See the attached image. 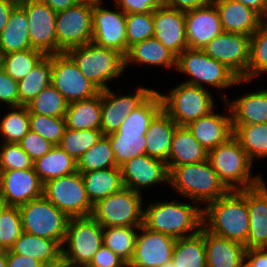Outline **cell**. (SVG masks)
Masks as SVG:
<instances>
[{"label": "cell", "instance_id": "cell-1", "mask_svg": "<svg viewBox=\"0 0 267 267\" xmlns=\"http://www.w3.org/2000/svg\"><path fill=\"white\" fill-rule=\"evenodd\" d=\"M162 110L160 93L155 90L123 120L116 132L106 135L119 167L134 157L146 154L145 134L150 123Z\"/></svg>", "mask_w": 267, "mask_h": 267}, {"label": "cell", "instance_id": "cell-2", "mask_svg": "<svg viewBox=\"0 0 267 267\" xmlns=\"http://www.w3.org/2000/svg\"><path fill=\"white\" fill-rule=\"evenodd\" d=\"M202 226L216 236L244 245L249 231L247 189L230 190L204 206Z\"/></svg>", "mask_w": 267, "mask_h": 267}, {"label": "cell", "instance_id": "cell-3", "mask_svg": "<svg viewBox=\"0 0 267 267\" xmlns=\"http://www.w3.org/2000/svg\"><path fill=\"white\" fill-rule=\"evenodd\" d=\"M203 206L178 201L151 203L143 214V226L176 239L197 234L202 227ZM188 233V234H187Z\"/></svg>", "mask_w": 267, "mask_h": 267}, {"label": "cell", "instance_id": "cell-4", "mask_svg": "<svg viewBox=\"0 0 267 267\" xmlns=\"http://www.w3.org/2000/svg\"><path fill=\"white\" fill-rule=\"evenodd\" d=\"M168 184L195 204L207 205L230 191L219 179L208 159L171 168Z\"/></svg>", "mask_w": 267, "mask_h": 267}, {"label": "cell", "instance_id": "cell-5", "mask_svg": "<svg viewBox=\"0 0 267 267\" xmlns=\"http://www.w3.org/2000/svg\"><path fill=\"white\" fill-rule=\"evenodd\" d=\"M208 160L229 190L252 188L263 181L261 175L251 174L253 162L234 136L209 151Z\"/></svg>", "mask_w": 267, "mask_h": 267}, {"label": "cell", "instance_id": "cell-6", "mask_svg": "<svg viewBox=\"0 0 267 267\" xmlns=\"http://www.w3.org/2000/svg\"><path fill=\"white\" fill-rule=\"evenodd\" d=\"M76 63L80 72L100 91L108 89L107 82L122 76L125 57L112 49L100 47L93 42L66 52Z\"/></svg>", "mask_w": 267, "mask_h": 267}, {"label": "cell", "instance_id": "cell-7", "mask_svg": "<svg viewBox=\"0 0 267 267\" xmlns=\"http://www.w3.org/2000/svg\"><path fill=\"white\" fill-rule=\"evenodd\" d=\"M102 245L103 227L92 216L70 218L62 262L69 267H87Z\"/></svg>", "mask_w": 267, "mask_h": 267}, {"label": "cell", "instance_id": "cell-8", "mask_svg": "<svg viewBox=\"0 0 267 267\" xmlns=\"http://www.w3.org/2000/svg\"><path fill=\"white\" fill-rule=\"evenodd\" d=\"M176 69V71L192 77L184 81L185 83L202 88L205 87L203 83L219 89H228L232 85L251 82L239 79L225 65L212 59L201 49L187 48L177 57Z\"/></svg>", "mask_w": 267, "mask_h": 267}, {"label": "cell", "instance_id": "cell-9", "mask_svg": "<svg viewBox=\"0 0 267 267\" xmlns=\"http://www.w3.org/2000/svg\"><path fill=\"white\" fill-rule=\"evenodd\" d=\"M163 111L178 125L190 122L214 111L213 96L206 88L182 82L170 89L168 94H160Z\"/></svg>", "mask_w": 267, "mask_h": 267}, {"label": "cell", "instance_id": "cell-10", "mask_svg": "<svg viewBox=\"0 0 267 267\" xmlns=\"http://www.w3.org/2000/svg\"><path fill=\"white\" fill-rule=\"evenodd\" d=\"M142 194L123 188L94 204L92 217L103 227H141Z\"/></svg>", "mask_w": 267, "mask_h": 267}, {"label": "cell", "instance_id": "cell-11", "mask_svg": "<svg viewBox=\"0 0 267 267\" xmlns=\"http://www.w3.org/2000/svg\"><path fill=\"white\" fill-rule=\"evenodd\" d=\"M23 232L57 241L63 246L69 217L44 196L18 207Z\"/></svg>", "mask_w": 267, "mask_h": 267}, {"label": "cell", "instance_id": "cell-12", "mask_svg": "<svg viewBox=\"0 0 267 267\" xmlns=\"http://www.w3.org/2000/svg\"><path fill=\"white\" fill-rule=\"evenodd\" d=\"M43 196L69 218L91 216L94 205L88 198L80 172L44 183Z\"/></svg>", "mask_w": 267, "mask_h": 267}, {"label": "cell", "instance_id": "cell-13", "mask_svg": "<svg viewBox=\"0 0 267 267\" xmlns=\"http://www.w3.org/2000/svg\"><path fill=\"white\" fill-rule=\"evenodd\" d=\"M93 5L77 3L56 14L57 53L92 42Z\"/></svg>", "mask_w": 267, "mask_h": 267}, {"label": "cell", "instance_id": "cell-14", "mask_svg": "<svg viewBox=\"0 0 267 267\" xmlns=\"http://www.w3.org/2000/svg\"><path fill=\"white\" fill-rule=\"evenodd\" d=\"M51 84L68 103L95 97L100 90L80 72L67 53L52 55Z\"/></svg>", "mask_w": 267, "mask_h": 267}, {"label": "cell", "instance_id": "cell-15", "mask_svg": "<svg viewBox=\"0 0 267 267\" xmlns=\"http://www.w3.org/2000/svg\"><path fill=\"white\" fill-rule=\"evenodd\" d=\"M201 50L225 65L239 79L248 81L250 36L223 31Z\"/></svg>", "mask_w": 267, "mask_h": 267}, {"label": "cell", "instance_id": "cell-16", "mask_svg": "<svg viewBox=\"0 0 267 267\" xmlns=\"http://www.w3.org/2000/svg\"><path fill=\"white\" fill-rule=\"evenodd\" d=\"M28 17L31 48L57 54L56 12L38 0H19Z\"/></svg>", "mask_w": 267, "mask_h": 267}, {"label": "cell", "instance_id": "cell-17", "mask_svg": "<svg viewBox=\"0 0 267 267\" xmlns=\"http://www.w3.org/2000/svg\"><path fill=\"white\" fill-rule=\"evenodd\" d=\"M109 10L94 5L92 10V42L100 47L115 50L124 57L127 55L126 14L120 9Z\"/></svg>", "mask_w": 267, "mask_h": 267}, {"label": "cell", "instance_id": "cell-18", "mask_svg": "<svg viewBox=\"0 0 267 267\" xmlns=\"http://www.w3.org/2000/svg\"><path fill=\"white\" fill-rule=\"evenodd\" d=\"M43 186L34 167L23 170H0V204L19 207L42 197Z\"/></svg>", "mask_w": 267, "mask_h": 267}, {"label": "cell", "instance_id": "cell-19", "mask_svg": "<svg viewBox=\"0 0 267 267\" xmlns=\"http://www.w3.org/2000/svg\"><path fill=\"white\" fill-rule=\"evenodd\" d=\"M155 90L138 87L134 94L117 95L110 88L101 91V125L103 135L116 132L123 120Z\"/></svg>", "mask_w": 267, "mask_h": 267}, {"label": "cell", "instance_id": "cell-20", "mask_svg": "<svg viewBox=\"0 0 267 267\" xmlns=\"http://www.w3.org/2000/svg\"><path fill=\"white\" fill-rule=\"evenodd\" d=\"M136 236L134 254L130 267H160L172 259L176 238L151 231L143 225Z\"/></svg>", "mask_w": 267, "mask_h": 267}, {"label": "cell", "instance_id": "cell-21", "mask_svg": "<svg viewBox=\"0 0 267 267\" xmlns=\"http://www.w3.org/2000/svg\"><path fill=\"white\" fill-rule=\"evenodd\" d=\"M125 188L141 193V189L168 183L166 162L147 154L134 157L120 166Z\"/></svg>", "mask_w": 267, "mask_h": 267}, {"label": "cell", "instance_id": "cell-22", "mask_svg": "<svg viewBox=\"0 0 267 267\" xmlns=\"http://www.w3.org/2000/svg\"><path fill=\"white\" fill-rule=\"evenodd\" d=\"M154 37L178 57L187 48L185 12L166 6L153 12Z\"/></svg>", "mask_w": 267, "mask_h": 267}, {"label": "cell", "instance_id": "cell-23", "mask_svg": "<svg viewBox=\"0 0 267 267\" xmlns=\"http://www.w3.org/2000/svg\"><path fill=\"white\" fill-rule=\"evenodd\" d=\"M185 22L189 49H203L223 32L219 13L211 1L204 7L185 12Z\"/></svg>", "mask_w": 267, "mask_h": 267}, {"label": "cell", "instance_id": "cell-24", "mask_svg": "<svg viewBox=\"0 0 267 267\" xmlns=\"http://www.w3.org/2000/svg\"><path fill=\"white\" fill-rule=\"evenodd\" d=\"M247 206L249 213V231L246 249L267 248V185L247 189Z\"/></svg>", "mask_w": 267, "mask_h": 267}, {"label": "cell", "instance_id": "cell-25", "mask_svg": "<svg viewBox=\"0 0 267 267\" xmlns=\"http://www.w3.org/2000/svg\"><path fill=\"white\" fill-rule=\"evenodd\" d=\"M229 115H221L211 111L208 115L190 122L187 128L196 140L209 152L225 143L233 136L232 116L229 105Z\"/></svg>", "mask_w": 267, "mask_h": 267}, {"label": "cell", "instance_id": "cell-26", "mask_svg": "<svg viewBox=\"0 0 267 267\" xmlns=\"http://www.w3.org/2000/svg\"><path fill=\"white\" fill-rule=\"evenodd\" d=\"M219 13L224 32L251 36L262 24L263 18L253 9L231 0H211Z\"/></svg>", "mask_w": 267, "mask_h": 267}, {"label": "cell", "instance_id": "cell-27", "mask_svg": "<svg viewBox=\"0 0 267 267\" xmlns=\"http://www.w3.org/2000/svg\"><path fill=\"white\" fill-rule=\"evenodd\" d=\"M207 267H244L246 248L243 244L216 236L204 228Z\"/></svg>", "mask_w": 267, "mask_h": 267}, {"label": "cell", "instance_id": "cell-28", "mask_svg": "<svg viewBox=\"0 0 267 267\" xmlns=\"http://www.w3.org/2000/svg\"><path fill=\"white\" fill-rule=\"evenodd\" d=\"M10 251L40 261L45 267H57L62 262V246L55 240L23 232Z\"/></svg>", "mask_w": 267, "mask_h": 267}, {"label": "cell", "instance_id": "cell-29", "mask_svg": "<svg viewBox=\"0 0 267 267\" xmlns=\"http://www.w3.org/2000/svg\"><path fill=\"white\" fill-rule=\"evenodd\" d=\"M208 159V151L196 140L187 126H177L166 161L168 171L176 166L193 164Z\"/></svg>", "mask_w": 267, "mask_h": 267}, {"label": "cell", "instance_id": "cell-30", "mask_svg": "<svg viewBox=\"0 0 267 267\" xmlns=\"http://www.w3.org/2000/svg\"><path fill=\"white\" fill-rule=\"evenodd\" d=\"M229 105L232 124L267 123V89L256 90L230 101L222 95Z\"/></svg>", "mask_w": 267, "mask_h": 267}, {"label": "cell", "instance_id": "cell-31", "mask_svg": "<svg viewBox=\"0 0 267 267\" xmlns=\"http://www.w3.org/2000/svg\"><path fill=\"white\" fill-rule=\"evenodd\" d=\"M28 22L25 9L18 3L0 34V56L31 48Z\"/></svg>", "mask_w": 267, "mask_h": 267}, {"label": "cell", "instance_id": "cell-32", "mask_svg": "<svg viewBox=\"0 0 267 267\" xmlns=\"http://www.w3.org/2000/svg\"><path fill=\"white\" fill-rule=\"evenodd\" d=\"M177 57L164 47L155 37L135 43L129 48L125 57V68L130 63L138 65L164 66V68H176Z\"/></svg>", "mask_w": 267, "mask_h": 267}, {"label": "cell", "instance_id": "cell-33", "mask_svg": "<svg viewBox=\"0 0 267 267\" xmlns=\"http://www.w3.org/2000/svg\"><path fill=\"white\" fill-rule=\"evenodd\" d=\"M178 125L162 110L150 123L145 134L146 154L167 161L173 134Z\"/></svg>", "mask_w": 267, "mask_h": 267}, {"label": "cell", "instance_id": "cell-34", "mask_svg": "<svg viewBox=\"0 0 267 267\" xmlns=\"http://www.w3.org/2000/svg\"><path fill=\"white\" fill-rule=\"evenodd\" d=\"M81 175L88 198L93 205L124 188L121 168L119 166L83 172Z\"/></svg>", "mask_w": 267, "mask_h": 267}, {"label": "cell", "instance_id": "cell-35", "mask_svg": "<svg viewBox=\"0 0 267 267\" xmlns=\"http://www.w3.org/2000/svg\"><path fill=\"white\" fill-rule=\"evenodd\" d=\"M64 119L69 129H100L101 91L93 98L69 103Z\"/></svg>", "mask_w": 267, "mask_h": 267}, {"label": "cell", "instance_id": "cell-36", "mask_svg": "<svg viewBox=\"0 0 267 267\" xmlns=\"http://www.w3.org/2000/svg\"><path fill=\"white\" fill-rule=\"evenodd\" d=\"M34 169L42 183L77 171V161L59 145L34 161Z\"/></svg>", "mask_w": 267, "mask_h": 267}, {"label": "cell", "instance_id": "cell-37", "mask_svg": "<svg viewBox=\"0 0 267 267\" xmlns=\"http://www.w3.org/2000/svg\"><path fill=\"white\" fill-rule=\"evenodd\" d=\"M52 55H45L31 72L18 81L19 106L28 105L51 84Z\"/></svg>", "mask_w": 267, "mask_h": 267}, {"label": "cell", "instance_id": "cell-38", "mask_svg": "<svg viewBox=\"0 0 267 267\" xmlns=\"http://www.w3.org/2000/svg\"><path fill=\"white\" fill-rule=\"evenodd\" d=\"M171 260L175 267H207L203 226L193 236L176 239Z\"/></svg>", "mask_w": 267, "mask_h": 267}, {"label": "cell", "instance_id": "cell-39", "mask_svg": "<svg viewBox=\"0 0 267 267\" xmlns=\"http://www.w3.org/2000/svg\"><path fill=\"white\" fill-rule=\"evenodd\" d=\"M232 128L233 136L252 162L267 157V123L232 124Z\"/></svg>", "mask_w": 267, "mask_h": 267}, {"label": "cell", "instance_id": "cell-40", "mask_svg": "<svg viewBox=\"0 0 267 267\" xmlns=\"http://www.w3.org/2000/svg\"><path fill=\"white\" fill-rule=\"evenodd\" d=\"M77 171L80 173L117 167L111 142L106 135L82 154L77 160Z\"/></svg>", "mask_w": 267, "mask_h": 267}, {"label": "cell", "instance_id": "cell-41", "mask_svg": "<svg viewBox=\"0 0 267 267\" xmlns=\"http://www.w3.org/2000/svg\"><path fill=\"white\" fill-rule=\"evenodd\" d=\"M45 56L39 50L30 48L0 56V66L15 81L24 79Z\"/></svg>", "mask_w": 267, "mask_h": 267}, {"label": "cell", "instance_id": "cell-42", "mask_svg": "<svg viewBox=\"0 0 267 267\" xmlns=\"http://www.w3.org/2000/svg\"><path fill=\"white\" fill-rule=\"evenodd\" d=\"M137 230L139 227H105L103 244L128 264L134 254Z\"/></svg>", "mask_w": 267, "mask_h": 267}, {"label": "cell", "instance_id": "cell-43", "mask_svg": "<svg viewBox=\"0 0 267 267\" xmlns=\"http://www.w3.org/2000/svg\"><path fill=\"white\" fill-rule=\"evenodd\" d=\"M68 104L64 96L50 84L26 105V107L28 108L29 114L64 118Z\"/></svg>", "mask_w": 267, "mask_h": 267}, {"label": "cell", "instance_id": "cell-44", "mask_svg": "<svg viewBox=\"0 0 267 267\" xmlns=\"http://www.w3.org/2000/svg\"><path fill=\"white\" fill-rule=\"evenodd\" d=\"M29 111L26 106L11 107L0 122L2 143H19L29 132Z\"/></svg>", "mask_w": 267, "mask_h": 267}, {"label": "cell", "instance_id": "cell-45", "mask_svg": "<svg viewBox=\"0 0 267 267\" xmlns=\"http://www.w3.org/2000/svg\"><path fill=\"white\" fill-rule=\"evenodd\" d=\"M103 136L100 129L75 130L66 128L59 146L77 160Z\"/></svg>", "mask_w": 267, "mask_h": 267}, {"label": "cell", "instance_id": "cell-46", "mask_svg": "<svg viewBox=\"0 0 267 267\" xmlns=\"http://www.w3.org/2000/svg\"><path fill=\"white\" fill-rule=\"evenodd\" d=\"M264 72L267 73V25L262 24L250 36L248 81L254 80Z\"/></svg>", "mask_w": 267, "mask_h": 267}, {"label": "cell", "instance_id": "cell-47", "mask_svg": "<svg viewBox=\"0 0 267 267\" xmlns=\"http://www.w3.org/2000/svg\"><path fill=\"white\" fill-rule=\"evenodd\" d=\"M22 233L18 207L0 204V252L10 250Z\"/></svg>", "mask_w": 267, "mask_h": 267}, {"label": "cell", "instance_id": "cell-48", "mask_svg": "<svg viewBox=\"0 0 267 267\" xmlns=\"http://www.w3.org/2000/svg\"><path fill=\"white\" fill-rule=\"evenodd\" d=\"M30 130L38 133L54 146L59 145L66 130L64 118L29 114Z\"/></svg>", "mask_w": 267, "mask_h": 267}, {"label": "cell", "instance_id": "cell-49", "mask_svg": "<svg viewBox=\"0 0 267 267\" xmlns=\"http://www.w3.org/2000/svg\"><path fill=\"white\" fill-rule=\"evenodd\" d=\"M127 53L135 43L154 37L153 12L126 14Z\"/></svg>", "mask_w": 267, "mask_h": 267}, {"label": "cell", "instance_id": "cell-50", "mask_svg": "<svg viewBox=\"0 0 267 267\" xmlns=\"http://www.w3.org/2000/svg\"><path fill=\"white\" fill-rule=\"evenodd\" d=\"M34 167V161L19 143H2L0 148V170H23Z\"/></svg>", "mask_w": 267, "mask_h": 267}, {"label": "cell", "instance_id": "cell-51", "mask_svg": "<svg viewBox=\"0 0 267 267\" xmlns=\"http://www.w3.org/2000/svg\"><path fill=\"white\" fill-rule=\"evenodd\" d=\"M20 147L29 155V157L36 161L44 156L54 146L48 140L31 130L19 142Z\"/></svg>", "mask_w": 267, "mask_h": 267}, {"label": "cell", "instance_id": "cell-52", "mask_svg": "<svg viewBox=\"0 0 267 267\" xmlns=\"http://www.w3.org/2000/svg\"><path fill=\"white\" fill-rule=\"evenodd\" d=\"M4 102L9 107L19 106L18 81L12 79L0 66V103Z\"/></svg>", "mask_w": 267, "mask_h": 267}, {"label": "cell", "instance_id": "cell-53", "mask_svg": "<svg viewBox=\"0 0 267 267\" xmlns=\"http://www.w3.org/2000/svg\"><path fill=\"white\" fill-rule=\"evenodd\" d=\"M125 14L154 12L164 6V0H114Z\"/></svg>", "mask_w": 267, "mask_h": 267}, {"label": "cell", "instance_id": "cell-54", "mask_svg": "<svg viewBox=\"0 0 267 267\" xmlns=\"http://www.w3.org/2000/svg\"><path fill=\"white\" fill-rule=\"evenodd\" d=\"M127 263L104 244L87 267H126Z\"/></svg>", "mask_w": 267, "mask_h": 267}, {"label": "cell", "instance_id": "cell-55", "mask_svg": "<svg viewBox=\"0 0 267 267\" xmlns=\"http://www.w3.org/2000/svg\"><path fill=\"white\" fill-rule=\"evenodd\" d=\"M244 267H267V248L246 249Z\"/></svg>", "mask_w": 267, "mask_h": 267}, {"label": "cell", "instance_id": "cell-56", "mask_svg": "<svg viewBox=\"0 0 267 267\" xmlns=\"http://www.w3.org/2000/svg\"><path fill=\"white\" fill-rule=\"evenodd\" d=\"M211 0H164V6L187 12L206 6Z\"/></svg>", "mask_w": 267, "mask_h": 267}, {"label": "cell", "instance_id": "cell-57", "mask_svg": "<svg viewBox=\"0 0 267 267\" xmlns=\"http://www.w3.org/2000/svg\"><path fill=\"white\" fill-rule=\"evenodd\" d=\"M7 267H45L40 261L29 256L19 255L7 250Z\"/></svg>", "mask_w": 267, "mask_h": 267}, {"label": "cell", "instance_id": "cell-58", "mask_svg": "<svg viewBox=\"0 0 267 267\" xmlns=\"http://www.w3.org/2000/svg\"><path fill=\"white\" fill-rule=\"evenodd\" d=\"M19 0H0V34L8 23L9 16Z\"/></svg>", "mask_w": 267, "mask_h": 267}, {"label": "cell", "instance_id": "cell-59", "mask_svg": "<svg viewBox=\"0 0 267 267\" xmlns=\"http://www.w3.org/2000/svg\"><path fill=\"white\" fill-rule=\"evenodd\" d=\"M231 1L241 3L246 7L253 9L262 18L265 16L267 12V0H231Z\"/></svg>", "mask_w": 267, "mask_h": 267}, {"label": "cell", "instance_id": "cell-60", "mask_svg": "<svg viewBox=\"0 0 267 267\" xmlns=\"http://www.w3.org/2000/svg\"><path fill=\"white\" fill-rule=\"evenodd\" d=\"M38 1L47 4L56 13L64 11L67 8L72 7L78 3L77 0H38Z\"/></svg>", "mask_w": 267, "mask_h": 267}, {"label": "cell", "instance_id": "cell-61", "mask_svg": "<svg viewBox=\"0 0 267 267\" xmlns=\"http://www.w3.org/2000/svg\"><path fill=\"white\" fill-rule=\"evenodd\" d=\"M0 267H7V250L0 252Z\"/></svg>", "mask_w": 267, "mask_h": 267}, {"label": "cell", "instance_id": "cell-62", "mask_svg": "<svg viewBox=\"0 0 267 267\" xmlns=\"http://www.w3.org/2000/svg\"><path fill=\"white\" fill-rule=\"evenodd\" d=\"M78 3H84V4H89V5H102L103 1L102 0H77Z\"/></svg>", "mask_w": 267, "mask_h": 267}, {"label": "cell", "instance_id": "cell-63", "mask_svg": "<svg viewBox=\"0 0 267 267\" xmlns=\"http://www.w3.org/2000/svg\"><path fill=\"white\" fill-rule=\"evenodd\" d=\"M160 267H175V265L173 264L172 260L164 263L162 266Z\"/></svg>", "mask_w": 267, "mask_h": 267}, {"label": "cell", "instance_id": "cell-64", "mask_svg": "<svg viewBox=\"0 0 267 267\" xmlns=\"http://www.w3.org/2000/svg\"><path fill=\"white\" fill-rule=\"evenodd\" d=\"M263 24L267 25V12H266L265 16L263 17Z\"/></svg>", "mask_w": 267, "mask_h": 267}, {"label": "cell", "instance_id": "cell-65", "mask_svg": "<svg viewBox=\"0 0 267 267\" xmlns=\"http://www.w3.org/2000/svg\"><path fill=\"white\" fill-rule=\"evenodd\" d=\"M57 267H69V266H66V265L62 264V265L57 266Z\"/></svg>", "mask_w": 267, "mask_h": 267}]
</instances>
